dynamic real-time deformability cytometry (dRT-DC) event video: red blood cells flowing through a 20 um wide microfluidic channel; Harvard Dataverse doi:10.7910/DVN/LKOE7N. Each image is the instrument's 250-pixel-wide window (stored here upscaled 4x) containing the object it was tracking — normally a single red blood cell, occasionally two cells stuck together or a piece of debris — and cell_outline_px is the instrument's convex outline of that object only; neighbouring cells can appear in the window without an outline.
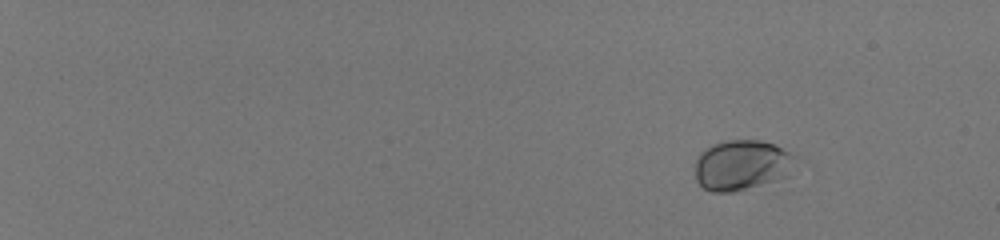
{"species": "human", "species_latin": "Homo sapiens", "temperature_condition": "room temperature", "stored_images_in_passage": 46, "camera_frame_rate_fps": 3000, "um_per_image_px": 0.085, "donor": {"sex": "male"}, "frame": {"image": 1, "passage_image": 1, "time_ms": 0.0, "image_size_px": [1000, 240], "cell_outline_px": [[792, 156], [788, 176], [776, 180], [736, 192], [712, 192], [704, 188], [696, 180], [692, 164], [700, 152], [704, 148], [712, 144], [728, 140], [760, 140], [772, 144], [788, 152]], "centroid_in_image_um": [62.92, 14.04], "position_along_channel_um": 22.1, "area_um2": 29.3}}
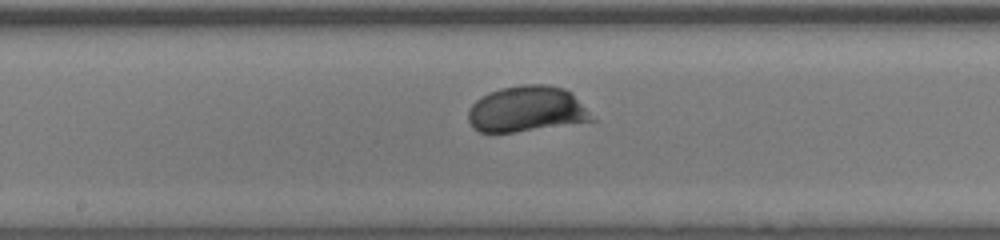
{"frame": {"image": 2, "passage_image": 28, "time_ms": 9.0, "image_size_px": [1000, 240], "cell_outline_px": [[596, 120], [512, 132], [480, 132], [472, 128], [468, 120], [468, 112], [472, 104], [476, 100], [488, 92], [500, 88], [520, 84], [548, 84], [564, 88], [572, 92]], "centroid_in_image_um": [44.75, 9.25], "position_along_channel_um": 203.5, "area_um2": 32.95}}
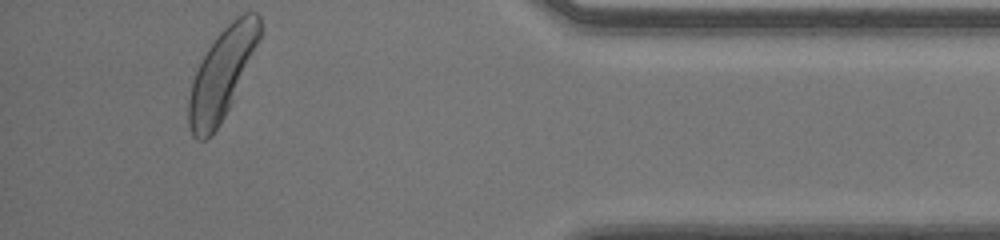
{"frame": {"image": 3, "passage_image": 46, "time_ms": 15.0, "image_size_px": [1000, 240], "cell_outline_px": [[260, 40], [232, 100], [220, 124], [212, 136], [204, 140], [196, 140], [192, 136], [188, 124], [188, 100], [192, 80], [208, 48], [216, 36], [236, 16], [244, 12], [256, 12], [260, 16]], "centroid_in_image_um": [18.84, 6.29], "position_along_channel_um": 416.4, "area_um2": 36.76}, "authors_computed_cell_mechanics": {"area_um2": 31.7033, "velocity_mm_per_s": 4.0267, "shape_relaxation_time_tau1_ms": 1.5568, "shape_relaxation_time_tau2_ms": null, "deformation_change_tau1": 0.1071, "deformation_change_tau2": null}}